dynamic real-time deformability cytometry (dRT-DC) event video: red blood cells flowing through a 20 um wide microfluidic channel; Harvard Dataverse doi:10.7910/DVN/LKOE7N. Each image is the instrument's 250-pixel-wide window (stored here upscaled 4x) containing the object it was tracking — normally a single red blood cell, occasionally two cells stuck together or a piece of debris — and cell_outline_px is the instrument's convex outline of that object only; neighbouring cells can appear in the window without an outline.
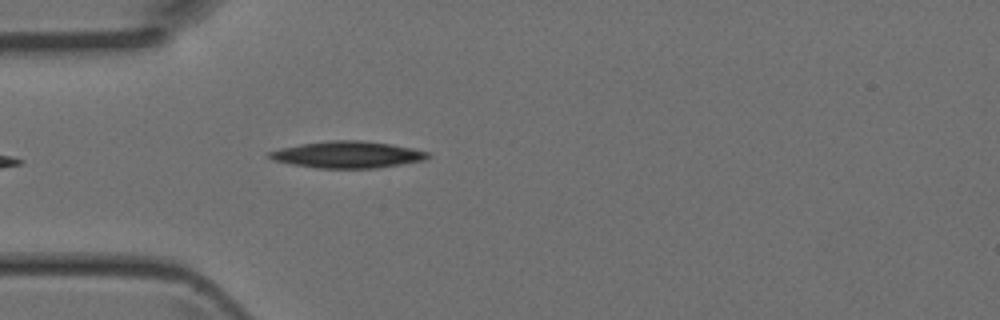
{"species": "Egyptian fruit bat (a non-hibernating species)", "species_latin": "Rousettus aegyptiacus", "temperature_condition": "room temperature", "stored_images_in_passage": 2, "camera_frame_rate_fps": 3000, "um_per_image_px": 0.085, "animal": {"sex": "female"}, "frame": {"image": 1, "passage_image": 2, "time_ms": 0.333, "image_size_px": [1000, 320], "cell_outline_px": [[432, 156], [424, 160], [376, 168], [316, 168], [292, 164], [272, 160], [268, 156], [268, 152], [280, 148], [300, 144], [328, 140], [360, 140], [392, 144], [412, 148], [428, 152]], "centroid_in_image_um": [29.53, 13.14], "position_along_channel_um": 55.5, "area_um2": 24.68}}